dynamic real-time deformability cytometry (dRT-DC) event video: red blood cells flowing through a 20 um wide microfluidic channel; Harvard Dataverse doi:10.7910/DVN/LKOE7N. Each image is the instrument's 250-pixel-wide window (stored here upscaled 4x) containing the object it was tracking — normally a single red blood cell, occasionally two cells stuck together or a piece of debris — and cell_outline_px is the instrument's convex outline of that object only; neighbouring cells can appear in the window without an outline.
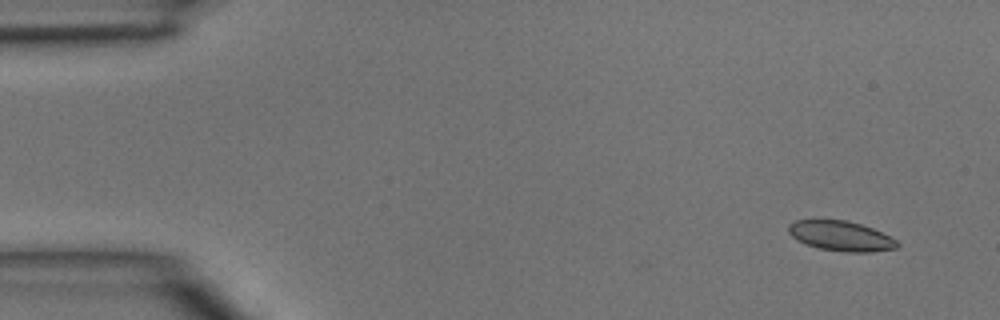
{"species": "common noctule bat (a hibernating species)", "species_latin": "Nyctalus noctula", "temperature_condition": "room temperature", "stored_images_in_passage": 5, "camera_frame_rate_fps": 3000, "um_per_image_px": 0.085, "animal": {"sex": "male", "body_mass_g": 15.6}, "frame": {"image": 1, "passage_image": 1, "time_ms": 0.0, "image_size_px": [1000, 320], "cell_outline_px": [[900, 244], [896, 248], [872, 252], [844, 252], [820, 248], [796, 240], [788, 232], [788, 224], [796, 220], [848, 220], [872, 228], [896, 240]], "centroid_in_image_um": [71.46, 20.06], "position_along_channel_um": 13.5, "area_um2": 18.84}}